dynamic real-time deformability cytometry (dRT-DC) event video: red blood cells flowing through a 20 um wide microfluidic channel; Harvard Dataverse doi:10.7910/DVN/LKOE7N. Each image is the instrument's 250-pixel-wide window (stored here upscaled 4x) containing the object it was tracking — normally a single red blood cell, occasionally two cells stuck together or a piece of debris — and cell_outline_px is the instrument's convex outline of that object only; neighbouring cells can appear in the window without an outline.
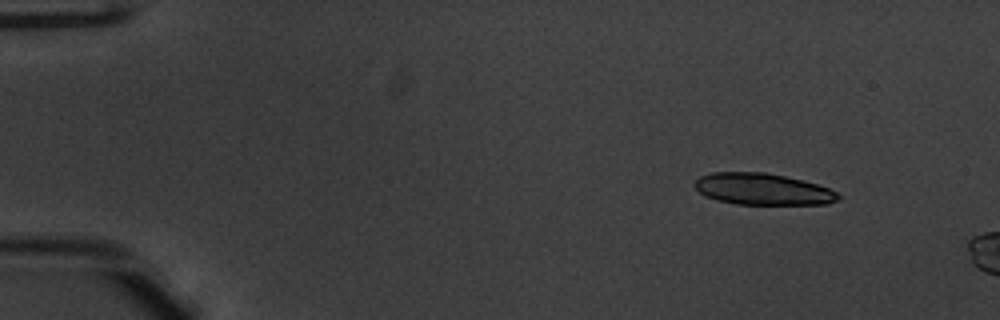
{"species": "common noctule bat (a hibernating species)", "species_latin": "Nyctalus noctula", "temperature_condition": "warm", "stored_images_in_passage": 5, "camera_frame_rate_fps": 3000, "um_per_image_px": 0.085, "animal": {"sex": "male", "body_mass_g": 20.1, "forearm_length_mm": 53.5}, "frame": {"image": 1, "passage_image": 1, "time_ms": 0.0, "image_size_px": [1000, 320], "cell_outline_px": [[840, 200], [828, 204], [736, 204], [716, 200], [704, 196], [692, 184], [700, 176], [712, 172], [764, 172], [784, 176], [816, 184], [828, 188], [836, 192], [840, 196]], "centroid_in_image_um": [64.8, 16.08], "position_along_channel_um": 20.2, "area_um2": 26.36}}